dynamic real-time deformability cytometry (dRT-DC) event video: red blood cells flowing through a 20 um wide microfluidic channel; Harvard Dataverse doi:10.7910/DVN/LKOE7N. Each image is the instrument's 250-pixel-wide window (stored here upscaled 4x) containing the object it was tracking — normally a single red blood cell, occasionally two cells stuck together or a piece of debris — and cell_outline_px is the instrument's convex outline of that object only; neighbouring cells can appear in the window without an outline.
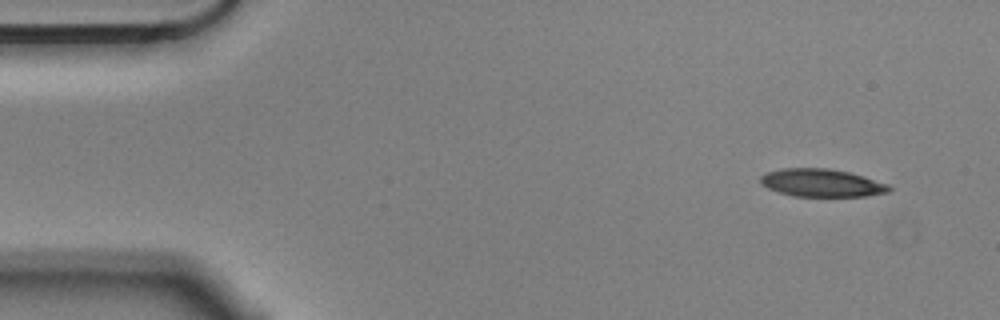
{"species": "Egyptian fruit bat (a non-hibernating species)", "species_latin": "Rousettus aegyptiacus", "temperature_condition": "cold", "stored_images_in_passage": 6, "camera_frame_rate_fps": 3000, "um_per_image_px": 0.085, "animal": {"sex": "male"}, "frame": {"image": 1, "passage_image": 1, "time_ms": 0.0, "image_size_px": [1000, 320], "cell_outline_px": [[892, 188], [888, 192], [864, 196], [792, 196], [768, 188], [760, 184], [760, 176], [768, 172], [784, 168], [828, 168], [848, 172], [864, 176], [888, 184]], "centroid_in_image_um": [69.84, 15.54], "position_along_channel_um": 15.2, "area_um2": 20.75}}
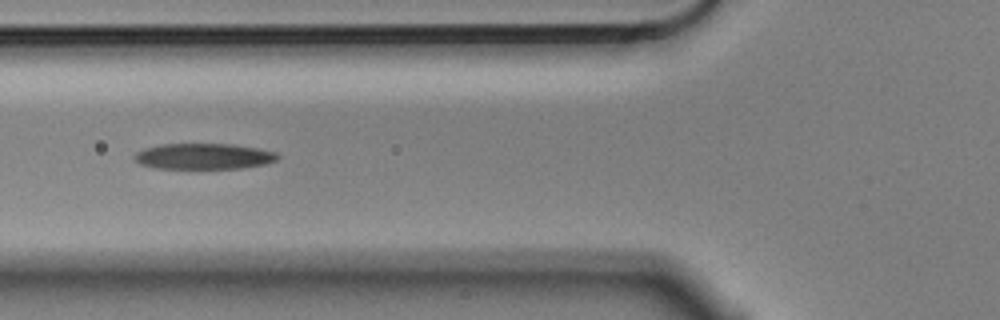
{"frame": {"image": 2, "passage_image": 5, "time_ms": 1.333, "image_size_px": [1000, 320], "cell_outline_px": [[280, 156], [276, 160], [264, 164], [240, 168], [156, 168], [140, 164], [132, 156], [136, 152], [144, 148], [160, 144], [232, 144], [256, 148], [276, 152]], "centroid_in_image_um": [17.29, 13.28], "position_along_channel_um": 108.5, "area_um2": 21.44}}
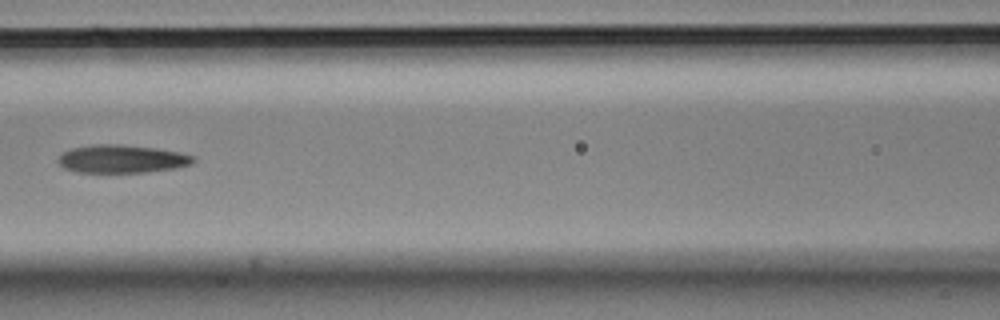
{"frame": {"image": 3, "passage_image": 6, "time_ms": 1.667, "image_size_px": [1000, 320], "cell_outline_px": [[196, 160], [192, 164], [176, 168], [144, 172], [76, 172], [64, 168], [56, 160], [64, 152], [72, 148], [96, 144], [120, 144], [156, 148], [180, 152], [196, 156]], "centroid_in_image_um": [10.39, 13.5], "position_along_channel_um": 156.2, "area_um2": 22.14}}